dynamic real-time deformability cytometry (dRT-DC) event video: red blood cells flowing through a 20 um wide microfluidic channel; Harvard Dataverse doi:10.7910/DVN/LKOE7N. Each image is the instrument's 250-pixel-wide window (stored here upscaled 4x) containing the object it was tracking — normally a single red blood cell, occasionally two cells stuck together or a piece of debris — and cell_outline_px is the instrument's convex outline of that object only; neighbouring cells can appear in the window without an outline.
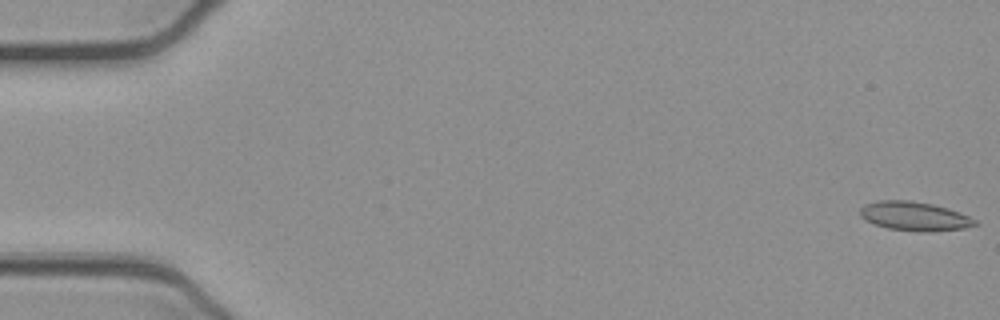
{"species": "common noctule bat (a hibernating species)", "species_latin": "Nyctalus noctula", "temperature_condition": "cold", "stored_images_in_passage": 53, "camera_frame_rate_fps": 3000, "um_per_image_px": 0.085, "animal": {"sex": "female", "body_mass_g": 21.9}, "frame": {"image": 1, "passage_image": 1, "time_ms": 0.0, "image_size_px": [1000, 320], "cell_outline_px": [[976, 224], [964, 228], [932, 232], [920, 232], [888, 228], [864, 220], [860, 216], [860, 208], [864, 204], [876, 200], [912, 200], [932, 204], [948, 208], [968, 216], [976, 220]], "centroid_in_image_um": [77.69, 18.37], "position_along_channel_um": 7.3, "area_um2": 19.48}}
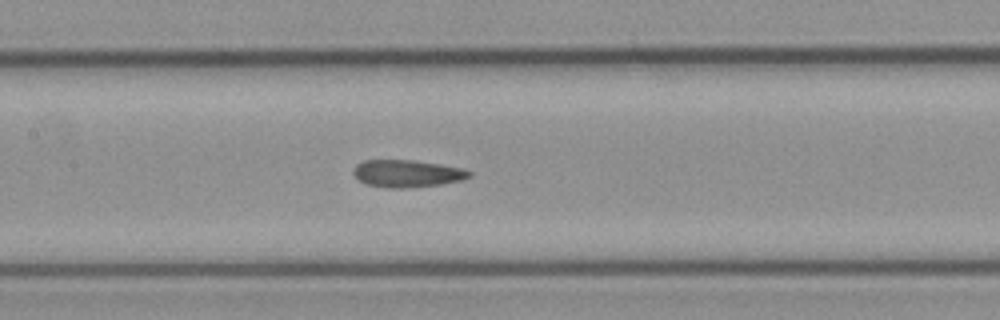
{"frame": {"image": 2, "passage_image": 25, "time_ms": 8.0, "image_size_px": [1000, 320], "cell_outline_px": [[472, 176], [464, 180], [440, 184], [404, 188], [388, 188], [368, 184], [360, 180], [352, 172], [352, 168], [356, 164], [364, 160], [412, 160], [440, 164], [464, 168], [472, 172]], "centroid_in_image_um": [34.63, 14.74], "position_along_channel_um": 172.8, "area_um2": 18.5}}
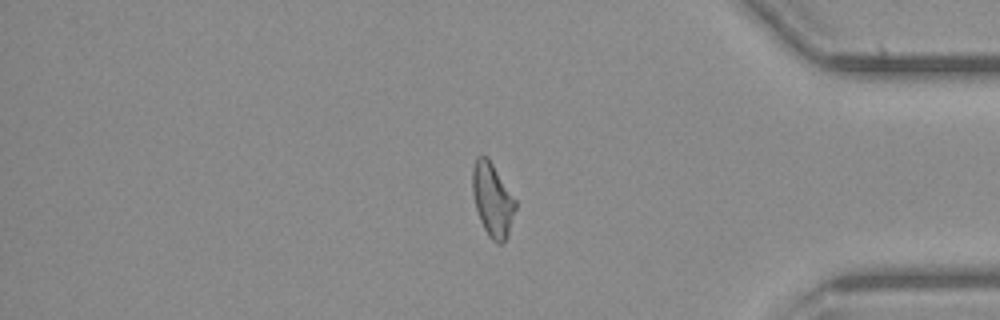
{"frame": {"image": 3, "passage_image": 44, "time_ms": 14.333, "image_size_px": [1000, 320], "cell_outline_px": [[516, 208], [508, 236], [500, 244], [496, 244], [488, 236], [480, 220], [476, 208], [472, 192], [472, 168], [476, 156], [488, 156], [516, 200]], "centroid_in_image_um": [41.86, 16.97], "position_along_channel_um": 393.3, "area_um2": 18.55}, "authors_computed_cell_mechanics": {"area_um2": 18.6694, "velocity_mm_per_s": 3.9205, "shape_relaxation_time_tau1_ms": null, "shape_relaxation_time_tau2_ms": 4.5951, "deformation_change_tau1": null, "deformation_change_tau2": 0.1249}}